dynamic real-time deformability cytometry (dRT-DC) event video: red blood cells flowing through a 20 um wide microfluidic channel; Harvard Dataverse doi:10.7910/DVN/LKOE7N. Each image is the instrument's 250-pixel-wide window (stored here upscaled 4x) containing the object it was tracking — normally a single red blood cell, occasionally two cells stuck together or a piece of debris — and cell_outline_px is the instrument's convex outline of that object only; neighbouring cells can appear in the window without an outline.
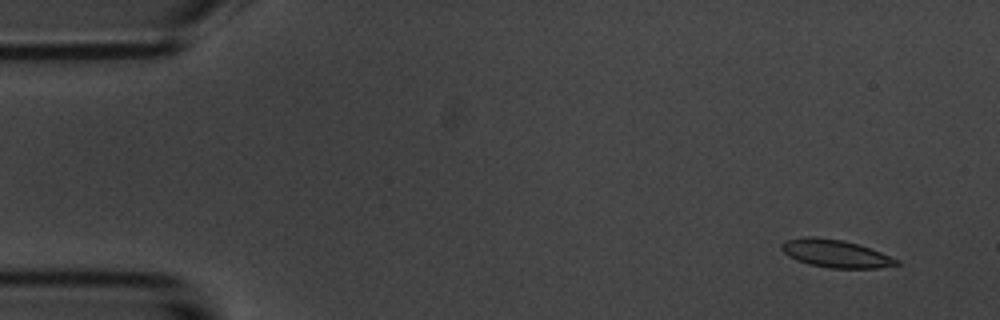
{"species": "common noctule bat (a hibernating species)", "species_latin": "Nyctalus noctula", "temperature_condition": "room temperature", "stored_images_in_passage": 6, "camera_frame_rate_fps": 3000, "um_per_image_px": 0.085, "animal": {"sex": "male", "body_mass_g": 20.1, "forearm_length_mm": 53.5}, "frame": {"image": 1, "passage_image": 1, "time_ms": 0.0, "image_size_px": [1000, 320], "cell_outline_px": [[900, 264], [876, 268], [828, 268], [808, 264], [796, 260], [788, 256], [780, 248], [780, 244], [784, 240], [804, 236], [816, 236], [844, 240], [860, 244], [900, 260]], "centroid_in_image_um": [70.98, 21.54], "position_along_channel_um": 14.0, "area_um2": 18.9}}
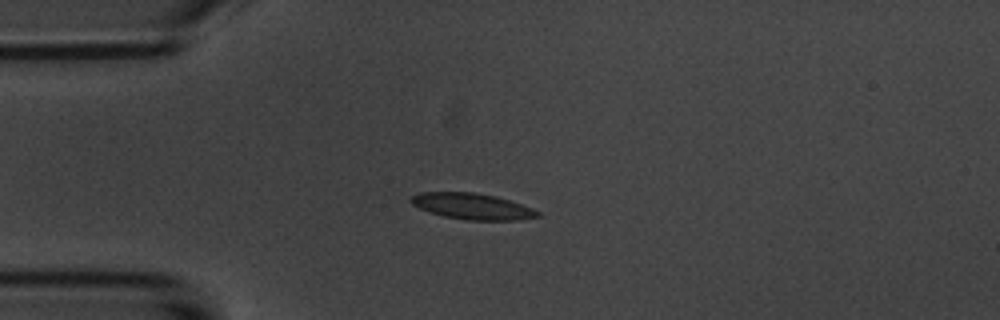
{"frame": {"image": 2, "passage_image": 4, "time_ms": 3.333, "image_size_px": [1000, 320], "cell_outline_px": [[540, 216], [520, 220], [468, 220], [444, 216], [428, 212], [412, 204], [408, 200], [412, 196], [420, 192], [476, 192], [496, 196], [532, 208], [540, 212]], "centroid_in_image_um": [40.12, 17.53], "position_along_channel_um": 44.9, "area_um2": 19.25}}
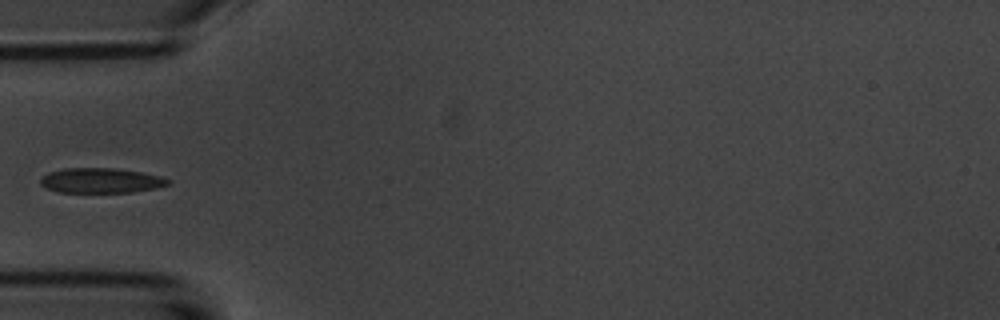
{"frame": {"image": 3, "passage_image": 5, "time_ms": 4.667, "image_size_px": [1000, 320], "cell_outline_px": [[172, 180], [168, 184], [156, 188], [132, 192], [60, 192], [44, 188], [40, 184], [40, 176], [48, 172], [64, 168], [116, 168], [140, 172], [160, 176]], "centroid_in_image_um": [8.53, 15.34], "position_along_channel_um": 76.5, "area_um2": 18.67}}